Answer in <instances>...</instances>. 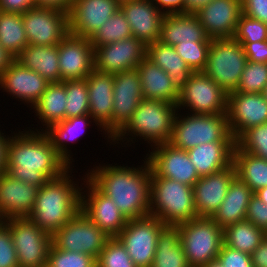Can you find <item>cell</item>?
Segmentation results:
<instances>
[{
    "label": "cell",
    "mask_w": 267,
    "mask_h": 267,
    "mask_svg": "<svg viewBox=\"0 0 267 267\" xmlns=\"http://www.w3.org/2000/svg\"><path fill=\"white\" fill-rule=\"evenodd\" d=\"M69 168L44 131H19L12 138L8 136L6 173L12 178L40 188Z\"/></svg>",
    "instance_id": "1"
},
{
    "label": "cell",
    "mask_w": 267,
    "mask_h": 267,
    "mask_svg": "<svg viewBox=\"0 0 267 267\" xmlns=\"http://www.w3.org/2000/svg\"><path fill=\"white\" fill-rule=\"evenodd\" d=\"M141 168L97 166L87 178L112 199L127 219L150 215L151 168L146 159Z\"/></svg>",
    "instance_id": "2"
},
{
    "label": "cell",
    "mask_w": 267,
    "mask_h": 267,
    "mask_svg": "<svg viewBox=\"0 0 267 267\" xmlns=\"http://www.w3.org/2000/svg\"><path fill=\"white\" fill-rule=\"evenodd\" d=\"M68 173L67 170L39 188L34 208L28 216L52 236L81 210L80 191L83 188L75 186Z\"/></svg>",
    "instance_id": "3"
},
{
    "label": "cell",
    "mask_w": 267,
    "mask_h": 267,
    "mask_svg": "<svg viewBox=\"0 0 267 267\" xmlns=\"http://www.w3.org/2000/svg\"><path fill=\"white\" fill-rule=\"evenodd\" d=\"M150 215L166 226H177L197 218L193 187L159 177L151 170Z\"/></svg>",
    "instance_id": "4"
},
{
    "label": "cell",
    "mask_w": 267,
    "mask_h": 267,
    "mask_svg": "<svg viewBox=\"0 0 267 267\" xmlns=\"http://www.w3.org/2000/svg\"><path fill=\"white\" fill-rule=\"evenodd\" d=\"M177 105L156 99L143 98L135 110L131 119L126 125L111 139L113 142L123 140L127 136L134 134L145 139L153 146L169 142Z\"/></svg>",
    "instance_id": "5"
},
{
    "label": "cell",
    "mask_w": 267,
    "mask_h": 267,
    "mask_svg": "<svg viewBox=\"0 0 267 267\" xmlns=\"http://www.w3.org/2000/svg\"><path fill=\"white\" fill-rule=\"evenodd\" d=\"M175 116L169 144L182 150H189L209 142H235L230 133L226 113L191 114Z\"/></svg>",
    "instance_id": "6"
},
{
    "label": "cell",
    "mask_w": 267,
    "mask_h": 267,
    "mask_svg": "<svg viewBox=\"0 0 267 267\" xmlns=\"http://www.w3.org/2000/svg\"><path fill=\"white\" fill-rule=\"evenodd\" d=\"M177 228L190 267H202L217 258L224 243L223 228L212 218L197 217Z\"/></svg>",
    "instance_id": "7"
},
{
    "label": "cell",
    "mask_w": 267,
    "mask_h": 267,
    "mask_svg": "<svg viewBox=\"0 0 267 267\" xmlns=\"http://www.w3.org/2000/svg\"><path fill=\"white\" fill-rule=\"evenodd\" d=\"M247 61L244 47L234 38L211 39L203 72L229 94L237 90Z\"/></svg>",
    "instance_id": "8"
},
{
    "label": "cell",
    "mask_w": 267,
    "mask_h": 267,
    "mask_svg": "<svg viewBox=\"0 0 267 267\" xmlns=\"http://www.w3.org/2000/svg\"><path fill=\"white\" fill-rule=\"evenodd\" d=\"M9 226L18 267H46L53 237L28 217L4 220Z\"/></svg>",
    "instance_id": "9"
},
{
    "label": "cell",
    "mask_w": 267,
    "mask_h": 267,
    "mask_svg": "<svg viewBox=\"0 0 267 267\" xmlns=\"http://www.w3.org/2000/svg\"><path fill=\"white\" fill-rule=\"evenodd\" d=\"M166 225L155 216L128 219L116 236L136 267H151L159 233Z\"/></svg>",
    "instance_id": "10"
},
{
    "label": "cell",
    "mask_w": 267,
    "mask_h": 267,
    "mask_svg": "<svg viewBox=\"0 0 267 267\" xmlns=\"http://www.w3.org/2000/svg\"><path fill=\"white\" fill-rule=\"evenodd\" d=\"M60 250L87 254L98 259L110 237L80 210L53 236Z\"/></svg>",
    "instance_id": "11"
},
{
    "label": "cell",
    "mask_w": 267,
    "mask_h": 267,
    "mask_svg": "<svg viewBox=\"0 0 267 267\" xmlns=\"http://www.w3.org/2000/svg\"><path fill=\"white\" fill-rule=\"evenodd\" d=\"M227 93L203 71L193 72L179 92L177 108L189 107L191 114H222L227 111Z\"/></svg>",
    "instance_id": "12"
},
{
    "label": "cell",
    "mask_w": 267,
    "mask_h": 267,
    "mask_svg": "<svg viewBox=\"0 0 267 267\" xmlns=\"http://www.w3.org/2000/svg\"><path fill=\"white\" fill-rule=\"evenodd\" d=\"M22 21L29 45H58L69 33L68 13L53 8L34 6Z\"/></svg>",
    "instance_id": "13"
},
{
    "label": "cell",
    "mask_w": 267,
    "mask_h": 267,
    "mask_svg": "<svg viewBox=\"0 0 267 267\" xmlns=\"http://www.w3.org/2000/svg\"><path fill=\"white\" fill-rule=\"evenodd\" d=\"M228 126L235 141L248 129L267 124V100L262 93L227 95Z\"/></svg>",
    "instance_id": "14"
},
{
    "label": "cell",
    "mask_w": 267,
    "mask_h": 267,
    "mask_svg": "<svg viewBox=\"0 0 267 267\" xmlns=\"http://www.w3.org/2000/svg\"><path fill=\"white\" fill-rule=\"evenodd\" d=\"M93 50L95 70L107 74L136 69L147 54V46L135 36Z\"/></svg>",
    "instance_id": "15"
},
{
    "label": "cell",
    "mask_w": 267,
    "mask_h": 267,
    "mask_svg": "<svg viewBox=\"0 0 267 267\" xmlns=\"http://www.w3.org/2000/svg\"><path fill=\"white\" fill-rule=\"evenodd\" d=\"M113 111L111 139L131 119L143 99L140 76L136 69L113 74Z\"/></svg>",
    "instance_id": "16"
},
{
    "label": "cell",
    "mask_w": 267,
    "mask_h": 267,
    "mask_svg": "<svg viewBox=\"0 0 267 267\" xmlns=\"http://www.w3.org/2000/svg\"><path fill=\"white\" fill-rule=\"evenodd\" d=\"M156 146L146 158L151 170L159 177L169 178L193 187L200 177L187 151L174 147L168 142Z\"/></svg>",
    "instance_id": "17"
},
{
    "label": "cell",
    "mask_w": 267,
    "mask_h": 267,
    "mask_svg": "<svg viewBox=\"0 0 267 267\" xmlns=\"http://www.w3.org/2000/svg\"><path fill=\"white\" fill-rule=\"evenodd\" d=\"M118 9L116 0H73L68 13L69 33L91 38Z\"/></svg>",
    "instance_id": "18"
},
{
    "label": "cell",
    "mask_w": 267,
    "mask_h": 267,
    "mask_svg": "<svg viewBox=\"0 0 267 267\" xmlns=\"http://www.w3.org/2000/svg\"><path fill=\"white\" fill-rule=\"evenodd\" d=\"M57 47L61 81L83 80L95 69L90 38L68 33Z\"/></svg>",
    "instance_id": "19"
},
{
    "label": "cell",
    "mask_w": 267,
    "mask_h": 267,
    "mask_svg": "<svg viewBox=\"0 0 267 267\" xmlns=\"http://www.w3.org/2000/svg\"><path fill=\"white\" fill-rule=\"evenodd\" d=\"M88 195H81V210L110 238L116 237L126 226L128 219L111 198L103 194L88 178Z\"/></svg>",
    "instance_id": "20"
},
{
    "label": "cell",
    "mask_w": 267,
    "mask_h": 267,
    "mask_svg": "<svg viewBox=\"0 0 267 267\" xmlns=\"http://www.w3.org/2000/svg\"><path fill=\"white\" fill-rule=\"evenodd\" d=\"M235 177L236 170L232 163L219 172L199 178L193 186L194 208L198 217L211 218L214 215Z\"/></svg>",
    "instance_id": "21"
},
{
    "label": "cell",
    "mask_w": 267,
    "mask_h": 267,
    "mask_svg": "<svg viewBox=\"0 0 267 267\" xmlns=\"http://www.w3.org/2000/svg\"><path fill=\"white\" fill-rule=\"evenodd\" d=\"M241 14V0H213L195 15L210 39H222L234 37Z\"/></svg>",
    "instance_id": "22"
},
{
    "label": "cell",
    "mask_w": 267,
    "mask_h": 267,
    "mask_svg": "<svg viewBox=\"0 0 267 267\" xmlns=\"http://www.w3.org/2000/svg\"><path fill=\"white\" fill-rule=\"evenodd\" d=\"M39 187L0 175V221L28 217L34 208Z\"/></svg>",
    "instance_id": "23"
},
{
    "label": "cell",
    "mask_w": 267,
    "mask_h": 267,
    "mask_svg": "<svg viewBox=\"0 0 267 267\" xmlns=\"http://www.w3.org/2000/svg\"><path fill=\"white\" fill-rule=\"evenodd\" d=\"M132 36L138 38L145 46L159 40L161 23L164 15L153 0H132L120 4Z\"/></svg>",
    "instance_id": "24"
},
{
    "label": "cell",
    "mask_w": 267,
    "mask_h": 267,
    "mask_svg": "<svg viewBox=\"0 0 267 267\" xmlns=\"http://www.w3.org/2000/svg\"><path fill=\"white\" fill-rule=\"evenodd\" d=\"M48 82L37 72L25 68L16 59L0 75V86L15 98L30 103L31 106L40 99L46 90Z\"/></svg>",
    "instance_id": "25"
},
{
    "label": "cell",
    "mask_w": 267,
    "mask_h": 267,
    "mask_svg": "<svg viewBox=\"0 0 267 267\" xmlns=\"http://www.w3.org/2000/svg\"><path fill=\"white\" fill-rule=\"evenodd\" d=\"M88 87L89 115L96 125L111 138V116L113 111V74L98 72L95 69L85 78Z\"/></svg>",
    "instance_id": "26"
},
{
    "label": "cell",
    "mask_w": 267,
    "mask_h": 267,
    "mask_svg": "<svg viewBox=\"0 0 267 267\" xmlns=\"http://www.w3.org/2000/svg\"><path fill=\"white\" fill-rule=\"evenodd\" d=\"M160 42L175 46L181 42H211L195 14H165L161 23Z\"/></svg>",
    "instance_id": "27"
},
{
    "label": "cell",
    "mask_w": 267,
    "mask_h": 267,
    "mask_svg": "<svg viewBox=\"0 0 267 267\" xmlns=\"http://www.w3.org/2000/svg\"><path fill=\"white\" fill-rule=\"evenodd\" d=\"M136 70L140 76L143 98L177 105L179 91L173 85L172 78L167 72L147 57L141 61Z\"/></svg>",
    "instance_id": "28"
},
{
    "label": "cell",
    "mask_w": 267,
    "mask_h": 267,
    "mask_svg": "<svg viewBox=\"0 0 267 267\" xmlns=\"http://www.w3.org/2000/svg\"><path fill=\"white\" fill-rule=\"evenodd\" d=\"M235 142H209L187 150L199 177L219 172L233 163Z\"/></svg>",
    "instance_id": "29"
},
{
    "label": "cell",
    "mask_w": 267,
    "mask_h": 267,
    "mask_svg": "<svg viewBox=\"0 0 267 267\" xmlns=\"http://www.w3.org/2000/svg\"><path fill=\"white\" fill-rule=\"evenodd\" d=\"M254 192L237 176L231 181L220 207L211 217L221 228L246 220L248 204Z\"/></svg>",
    "instance_id": "30"
},
{
    "label": "cell",
    "mask_w": 267,
    "mask_h": 267,
    "mask_svg": "<svg viewBox=\"0 0 267 267\" xmlns=\"http://www.w3.org/2000/svg\"><path fill=\"white\" fill-rule=\"evenodd\" d=\"M146 57L167 72L179 92L185 87L193 73L176 52L174 46L164 44L158 40L147 46Z\"/></svg>",
    "instance_id": "31"
},
{
    "label": "cell",
    "mask_w": 267,
    "mask_h": 267,
    "mask_svg": "<svg viewBox=\"0 0 267 267\" xmlns=\"http://www.w3.org/2000/svg\"><path fill=\"white\" fill-rule=\"evenodd\" d=\"M16 60L50 83L61 82L57 45H27Z\"/></svg>",
    "instance_id": "32"
},
{
    "label": "cell",
    "mask_w": 267,
    "mask_h": 267,
    "mask_svg": "<svg viewBox=\"0 0 267 267\" xmlns=\"http://www.w3.org/2000/svg\"><path fill=\"white\" fill-rule=\"evenodd\" d=\"M151 267H190L177 226H165L159 233Z\"/></svg>",
    "instance_id": "33"
},
{
    "label": "cell",
    "mask_w": 267,
    "mask_h": 267,
    "mask_svg": "<svg viewBox=\"0 0 267 267\" xmlns=\"http://www.w3.org/2000/svg\"><path fill=\"white\" fill-rule=\"evenodd\" d=\"M65 81L49 83L40 99L33 105L36 116L48 129L51 125L65 120L66 101Z\"/></svg>",
    "instance_id": "34"
},
{
    "label": "cell",
    "mask_w": 267,
    "mask_h": 267,
    "mask_svg": "<svg viewBox=\"0 0 267 267\" xmlns=\"http://www.w3.org/2000/svg\"><path fill=\"white\" fill-rule=\"evenodd\" d=\"M236 176L255 193L267 187V159L241 151L236 145L233 150Z\"/></svg>",
    "instance_id": "35"
},
{
    "label": "cell",
    "mask_w": 267,
    "mask_h": 267,
    "mask_svg": "<svg viewBox=\"0 0 267 267\" xmlns=\"http://www.w3.org/2000/svg\"><path fill=\"white\" fill-rule=\"evenodd\" d=\"M265 238V231L248 220L230 224L223 229L224 244L251 255Z\"/></svg>",
    "instance_id": "36"
},
{
    "label": "cell",
    "mask_w": 267,
    "mask_h": 267,
    "mask_svg": "<svg viewBox=\"0 0 267 267\" xmlns=\"http://www.w3.org/2000/svg\"><path fill=\"white\" fill-rule=\"evenodd\" d=\"M0 45L15 59L29 45L22 14L0 11Z\"/></svg>",
    "instance_id": "37"
},
{
    "label": "cell",
    "mask_w": 267,
    "mask_h": 267,
    "mask_svg": "<svg viewBox=\"0 0 267 267\" xmlns=\"http://www.w3.org/2000/svg\"><path fill=\"white\" fill-rule=\"evenodd\" d=\"M89 118L92 119V117L88 115H82L77 117H71L68 119H65L59 123L51 125L48 129L44 130L45 134L49 137L52 145L57 150V153L70 165L72 162L70 160L71 156L68 154L69 150H67V147L65 145V141H74V139H78L80 136L79 129H82L81 127L84 125H89ZM88 120V122H87ZM83 127V128H84ZM79 130V132H78ZM83 131V130H82ZM64 140V141H63Z\"/></svg>",
    "instance_id": "38"
},
{
    "label": "cell",
    "mask_w": 267,
    "mask_h": 267,
    "mask_svg": "<svg viewBox=\"0 0 267 267\" xmlns=\"http://www.w3.org/2000/svg\"><path fill=\"white\" fill-rule=\"evenodd\" d=\"M132 36L129 23L121 11L112 15L106 23L90 38L93 47H100Z\"/></svg>",
    "instance_id": "39"
},
{
    "label": "cell",
    "mask_w": 267,
    "mask_h": 267,
    "mask_svg": "<svg viewBox=\"0 0 267 267\" xmlns=\"http://www.w3.org/2000/svg\"><path fill=\"white\" fill-rule=\"evenodd\" d=\"M65 119L89 114V98L86 79L65 81Z\"/></svg>",
    "instance_id": "40"
},
{
    "label": "cell",
    "mask_w": 267,
    "mask_h": 267,
    "mask_svg": "<svg viewBox=\"0 0 267 267\" xmlns=\"http://www.w3.org/2000/svg\"><path fill=\"white\" fill-rule=\"evenodd\" d=\"M267 85V63L247 61L236 92L263 93Z\"/></svg>",
    "instance_id": "41"
},
{
    "label": "cell",
    "mask_w": 267,
    "mask_h": 267,
    "mask_svg": "<svg viewBox=\"0 0 267 267\" xmlns=\"http://www.w3.org/2000/svg\"><path fill=\"white\" fill-rule=\"evenodd\" d=\"M46 267H97V259L83 253L60 250L52 244Z\"/></svg>",
    "instance_id": "42"
},
{
    "label": "cell",
    "mask_w": 267,
    "mask_h": 267,
    "mask_svg": "<svg viewBox=\"0 0 267 267\" xmlns=\"http://www.w3.org/2000/svg\"><path fill=\"white\" fill-rule=\"evenodd\" d=\"M235 144L241 151L267 159L266 125H259L246 130L235 141Z\"/></svg>",
    "instance_id": "43"
},
{
    "label": "cell",
    "mask_w": 267,
    "mask_h": 267,
    "mask_svg": "<svg viewBox=\"0 0 267 267\" xmlns=\"http://www.w3.org/2000/svg\"><path fill=\"white\" fill-rule=\"evenodd\" d=\"M97 267H136L122 243L110 238L97 259Z\"/></svg>",
    "instance_id": "44"
},
{
    "label": "cell",
    "mask_w": 267,
    "mask_h": 267,
    "mask_svg": "<svg viewBox=\"0 0 267 267\" xmlns=\"http://www.w3.org/2000/svg\"><path fill=\"white\" fill-rule=\"evenodd\" d=\"M209 47L210 42H181L174 46L176 52L193 72L204 70Z\"/></svg>",
    "instance_id": "45"
},
{
    "label": "cell",
    "mask_w": 267,
    "mask_h": 267,
    "mask_svg": "<svg viewBox=\"0 0 267 267\" xmlns=\"http://www.w3.org/2000/svg\"><path fill=\"white\" fill-rule=\"evenodd\" d=\"M233 38L238 42L265 41L267 40V24L242 13Z\"/></svg>",
    "instance_id": "46"
},
{
    "label": "cell",
    "mask_w": 267,
    "mask_h": 267,
    "mask_svg": "<svg viewBox=\"0 0 267 267\" xmlns=\"http://www.w3.org/2000/svg\"><path fill=\"white\" fill-rule=\"evenodd\" d=\"M0 267H18L9 226L4 221H0Z\"/></svg>",
    "instance_id": "47"
},
{
    "label": "cell",
    "mask_w": 267,
    "mask_h": 267,
    "mask_svg": "<svg viewBox=\"0 0 267 267\" xmlns=\"http://www.w3.org/2000/svg\"><path fill=\"white\" fill-rule=\"evenodd\" d=\"M223 267H254L251 255L233 249L223 243L217 256Z\"/></svg>",
    "instance_id": "48"
},
{
    "label": "cell",
    "mask_w": 267,
    "mask_h": 267,
    "mask_svg": "<svg viewBox=\"0 0 267 267\" xmlns=\"http://www.w3.org/2000/svg\"><path fill=\"white\" fill-rule=\"evenodd\" d=\"M246 220L265 231L267 229V203L254 195L248 204Z\"/></svg>",
    "instance_id": "49"
},
{
    "label": "cell",
    "mask_w": 267,
    "mask_h": 267,
    "mask_svg": "<svg viewBox=\"0 0 267 267\" xmlns=\"http://www.w3.org/2000/svg\"><path fill=\"white\" fill-rule=\"evenodd\" d=\"M242 13L267 24V0H241Z\"/></svg>",
    "instance_id": "50"
},
{
    "label": "cell",
    "mask_w": 267,
    "mask_h": 267,
    "mask_svg": "<svg viewBox=\"0 0 267 267\" xmlns=\"http://www.w3.org/2000/svg\"><path fill=\"white\" fill-rule=\"evenodd\" d=\"M239 43L244 47L249 62L267 63V40Z\"/></svg>",
    "instance_id": "51"
},
{
    "label": "cell",
    "mask_w": 267,
    "mask_h": 267,
    "mask_svg": "<svg viewBox=\"0 0 267 267\" xmlns=\"http://www.w3.org/2000/svg\"><path fill=\"white\" fill-rule=\"evenodd\" d=\"M34 6V0H0V11L2 12L23 14Z\"/></svg>",
    "instance_id": "52"
},
{
    "label": "cell",
    "mask_w": 267,
    "mask_h": 267,
    "mask_svg": "<svg viewBox=\"0 0 267 267\" xmlns=\"http://www.w3.org/2000/svg\"><path fill=\"white\" fill-rule=\"evenodd\" d=\"M153 1L160 11L163 10L162 11L163 14L184 13V0H153Z\"/></svg>",
    "instance_id": "53"
},
{
    "label": "cell",
    "mask_w": 267,
    "mask_h": 267,
    "mask_svg": "<svg viewBox=\"0 0 267 267\" xmlns=\"http://www.w3.org/2000/svg\"><path fill=\"white\" fill-rule=\"evenodd\" d=\"M35 6L47 7L69 13L73 0H34Z\"/></svg>",
    "instance_id": "54"
},
{
    "label": "cell",
    "mask_w": 267,
    "mask_h": 267,
    "mask_svg": "<svg viewBox=\"0 0 267 267\" xmlns=\"http://www.w3.org/2000/svg\"><path fill=\"white\" fill-rule=\"evenodd\" d=\"M251 260L254 267H267V239L261 242V244L251 254Z\"/></svg>",
    "instance_id": "55"
},
{
    "label": "cell",
    "mask_w": 267,
    "mask_h": 267,
    "mask_svg": "<svg viewBox=\"0 0 267 267\" xmlns=\"http://www.w3.org/2000/svg\"><path fill=\"white\" fill-rule=\"evenodd\" d=\"M213 0H184V13L196 14L202 7Z\"/></svg>",
    "instance_id": "56"
},
{
    "label": "cell",
    "mask_w": 267,
    "mask_h": 267,
    "mask_svg": "<svg viewBox=\"0 0 267 267\" xmlns=\"http://www.w3.org/2000/svg\"><path fill=\"white\" fill-rule=\"evenodd\" d=\"M0 132V175L6 173V153H7V140L8 138L2 136Z\"/></svg>",
    "instance_id": "57"
},
{
    "label": "cell",
    "mask_w": 267,
    "mask_h": 267,
    "mask_svg": "<svg viewBox=\"0 0 267 267\" xmlns=\"http://www.w3.org/2000/svg\"><path fill=\"white\" fill-rule=\"evenodd\" d=\"M14 60L15 58L0 45V75Z\"/></svg>",
    "instance_id": "58"
},
{
    "label": "cell",
    "mask_w": 267,
    "mask_h": 267,
    "mask_svg": "<svg viewBox=\"0 0 267 267\" xmlns=\"http://www.w3.org/2000/svg\"><path fill=\"white\" fill-rule=\"evenodd\" d=\"M262 202L267 203V187L261 188L254 193Z\"/></svg>",
    "instance_id": "59"
},
{
    "label": "cell",
    "mask_w": 267,
    "mask_h": 267,
    "mask_svg": "<svg viewBox=\"0 0 267 267\" xmlns=\"http://www.w3.org/2000/svg\"><path fill=\"white\" fill-rule=\"evenodd\" d=\"M202 267H223L222 263L219 261L218 258L211 260L210 262H208L206 265L202 266Z\"/></svg>",
    "instance_id": "60"
},
{
    "label": "cell",
    "mask_w": 267,
    "mask_h": 267,
    "mask_svg": "<svg viewBox=\"0 0 267 267\" xmlns=\"http://www.w3.org/2000/svg\"><path fill=\"white\" fill-rule=\"evenodd\" d=\"M262 94L264 95L265 99L267 100V85L265 86V89H264Z\"/></svg>",
    "instance_id": "61"
},
{
    "label": "cell",
    "mask_w": 267,
    "mask_h": 267,
    "mask_svg": "<svg viewBox=\"0 0 267 267\" xmlns=\"http://www.w3.org/2000/svg\"><path fill=\"white\" fill-rule=\"evenodd\" d=\"M119 4L125 3L127 1H132V0H116Z\"/></svg>",
    "instance_id": "62"
},
{
    "label": "cell",
    "mask_w": 267,
    "mask_h": 267,
    "mask_svg": "<svg viewBox=\"0 0 267 267\" xmlns=\"http://www.w3.org/2000/svg\"><path fill=\"white\" fill-rule=\"evenodd\" d=\"M265 238L267 239V229L265 230Z\"/></svg>",
    "instance_id": "63"
}]
</instances>
